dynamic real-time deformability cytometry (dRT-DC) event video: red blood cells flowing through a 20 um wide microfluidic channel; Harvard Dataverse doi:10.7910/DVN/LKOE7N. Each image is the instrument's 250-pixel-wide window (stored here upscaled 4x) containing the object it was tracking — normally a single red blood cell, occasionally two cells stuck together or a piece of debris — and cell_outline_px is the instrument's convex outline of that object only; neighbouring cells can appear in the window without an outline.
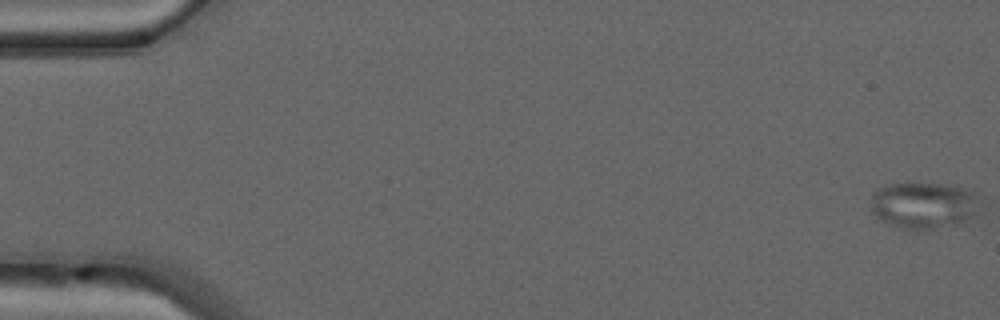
{"species": "common noctule bat (a hibernating species)", "species_latin": "Nyctalus noctula", "temperature_condition": "warm", "stored_images_in_passage": 50, "camera_frame_rate_fps": 3000, "um_per_image_px": 0.085, "animal": {"sex": "male", "forearm_length_mm": 52.5}, "frame": {"image": 1, "passage_image": 1, "time_ms": 0.0, "image_size_px": [1000, 320], "cell_outline_px": [[976, 196], [972, 212], [968, 216], [960, 220], [932, 228], [904, 228], [884, 220], [876, 216], [872, 212], [872, 192], [876, 188], [884, 184], [908, 180], [948, 184], [960, 188]], "centroid_in_image_um": [78.31, 17.33], "position_along_channel_um": 6.7, "area_um2": 28.55}}
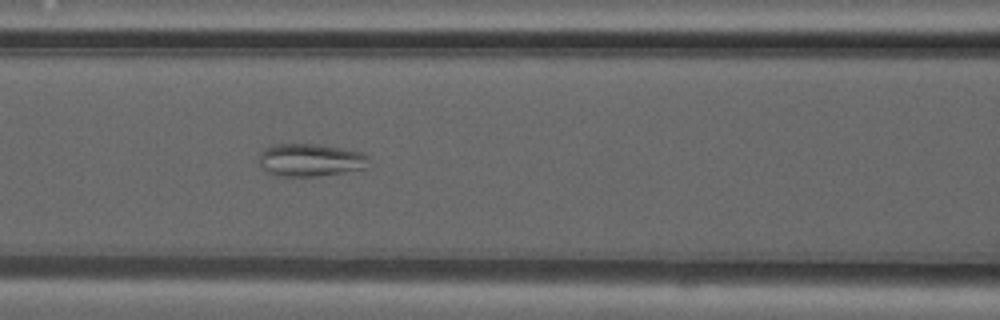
{"frame": {"image": 2, "passage_image": 22, "time_ms": 7.0, "image_size_px": [1000, 320], "cell_outline_px": [[368, 156], [364, 168], [316, 176], [280, 176], [268, 172], [256, 164], [260, 152], [264, 148], [272, 144], [312, 144], [340, 148], [360, 152]], "centroid_in_image_um": [26.25, 13.59], "position_along_channel_um": 140.3, "area_um2": 20.69}}
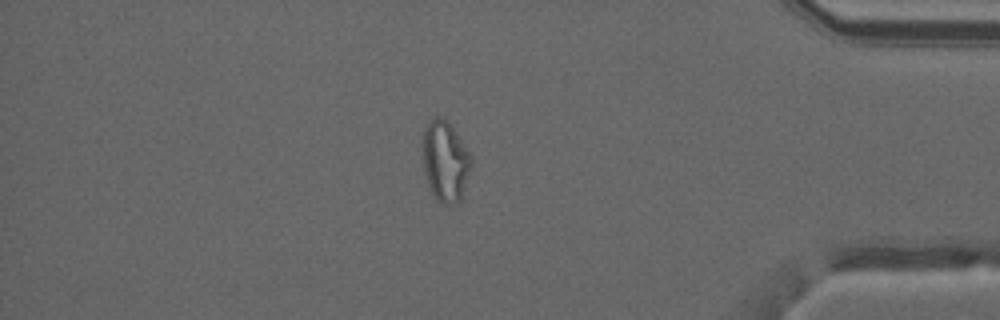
{"frame": {"image": 3, "passage_image": 43, "time_ms": 14.0, "image_size_px": [1000, 320], "cell_outline_px": [[472, 164], [460, 200], [456, 204], [440, 204], [436, 200], [428, 184], [424, 172], [420, 144], [424, 128], [428, 120], [436, 116], [440, 116], [456, 132], [472, 156]], "centroid_in_image_um": [37.8, 13.69], "position_along_channel_um": 397.4, "area_um2": 23.18}}